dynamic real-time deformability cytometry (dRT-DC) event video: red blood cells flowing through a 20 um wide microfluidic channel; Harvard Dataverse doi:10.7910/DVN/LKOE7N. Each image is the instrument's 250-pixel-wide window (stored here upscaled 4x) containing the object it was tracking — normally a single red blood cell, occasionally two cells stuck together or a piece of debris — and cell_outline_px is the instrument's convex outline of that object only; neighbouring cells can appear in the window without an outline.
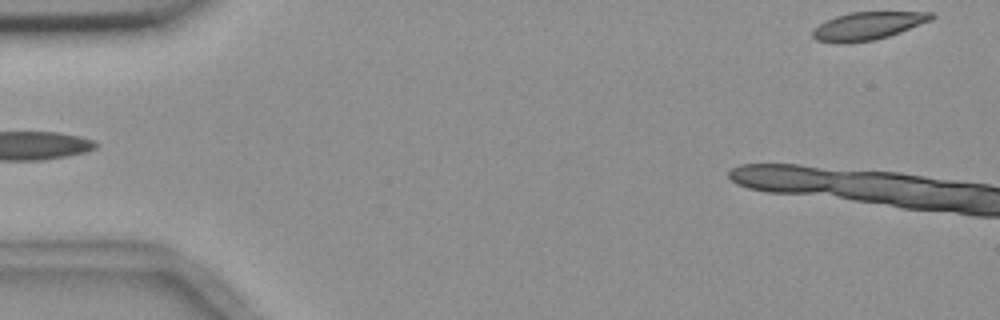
{"species": "common noctule bat (a hibernating species)", "species_latin": "Nyctalus noctula", "temperature_condition": "room temperature", "stored_images_in_passage": 5, "segment_of_instrument_passage": [2, 2], "camera_frame_rate_fps": 3000, "um_per_image_px": 0.085, "animal": {"sex": "female", "body_mass_g": 18.4}, "frame": {"image": 1, "passage_image": 5, "time_ms": 5.333, "image_size_px": [1000, 320], "cell_outline_px": [[936, 16], [932, 20], [900, 32], [876, 40], [844, 44], [836, 44], [816, 40], [812, 36], [812, 32], [820, 24], [836, 16], [848, 12], [932, 12]], "centroid_in_image_um": [73.76, 2.21], "position_along_channel_um": 11.2, "area_um2": 19.36}}